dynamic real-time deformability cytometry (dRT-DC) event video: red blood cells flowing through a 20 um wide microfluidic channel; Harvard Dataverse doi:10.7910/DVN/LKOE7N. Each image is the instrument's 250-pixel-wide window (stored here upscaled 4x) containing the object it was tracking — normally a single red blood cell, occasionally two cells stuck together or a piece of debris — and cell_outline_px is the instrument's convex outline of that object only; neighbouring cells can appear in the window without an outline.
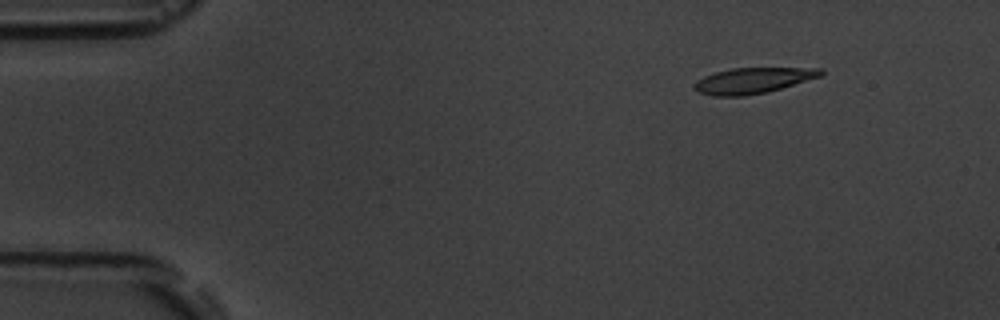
{"species": "common noctule bat (a hibernating species)", "species_latin": "Nyctalus noctula", "temperature_condition": "room temperature", "stored_images_in_passage": 4, "camera_frame_rate_fps": 3000, "um_per_image_px": 0.085, "animal": {"sex": "male", "body_mass_g": 19.5, "forearm_length_mm": 54.6}, "frame": {"image": 1, "passage_image": 2, "time_ms": 1.333, "image_size_px": [1000, 320], "cell_outline_px": [[824, 76], [768, 92], [744, 96], [712, 96], [700, 92], [692, 88], [692, 84], [696, 80], [704, 76], [716, 72], [732, 68], [820, 68], [824, 72]], "centroid_in_image_um": [64.01, 6.85], "position_along_channel_um": 21.0, "area_um2": 19.19}}
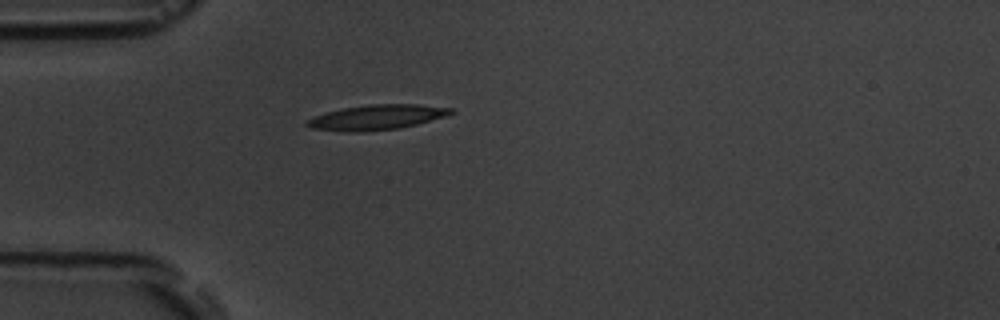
{"frame": {"image": 2, "passage_image": 4, "time_ms": 4.333, "image_size_px": [1000, 320], "cell_outline_px": [[456, 112], [444, 116], [416, 124], [400, 128], [364, 132], [352, 132], [312, 128], [304, 124], [308, 120], [316, 116], [328, 112], [344, 108], [368, 104], [416, 104], [452, 108]], "centroid_in_image_um": [32.05, 9.97], "position_along_channel_um": 53.0, "area_um2": 20.69}}